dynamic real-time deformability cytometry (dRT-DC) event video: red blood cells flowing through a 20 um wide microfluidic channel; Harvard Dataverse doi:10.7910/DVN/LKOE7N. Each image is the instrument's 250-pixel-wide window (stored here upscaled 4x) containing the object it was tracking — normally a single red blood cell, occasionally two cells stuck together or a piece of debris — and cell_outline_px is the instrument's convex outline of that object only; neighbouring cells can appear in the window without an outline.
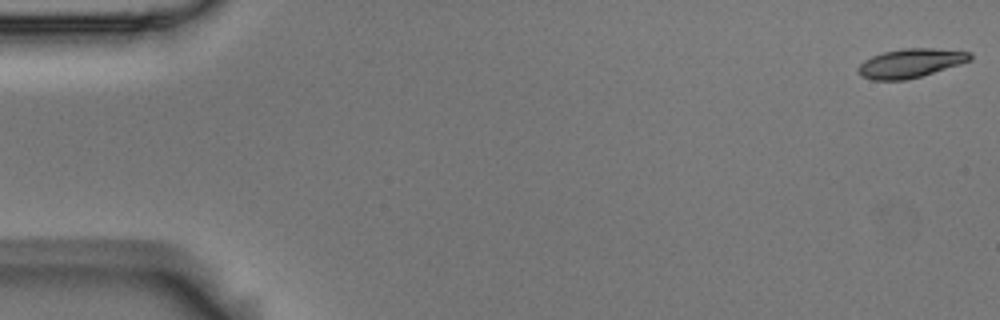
{"species": "Egyptian fruit bat (a non-hibernating species)", "species_latin": "Rousettus aegyptiacus", "temperature_condition": "room temperature", "stored_images_in_passage": 11, "camera_frame_rate_fps": 3000, "um_per_image_px": 0.085, "animal": {"sex": "male"}, "frame": {"image": 1, "passage_image": 1, "time_ms": 0.0, "image_size_px": [1000, 320], "cell_outline_px": [[972, 60], [960, 64], [920, 76], [904, 80], [872, 80], [860, 76], [856, 68], [864, 60], [872, 56], [884, 52], [904, 48], [932, 48], [972, 52]], "centroid_in_image_um": [77.38, 5.37], "position_along_channel_um": 7.6, "area_um2": 18.84}}